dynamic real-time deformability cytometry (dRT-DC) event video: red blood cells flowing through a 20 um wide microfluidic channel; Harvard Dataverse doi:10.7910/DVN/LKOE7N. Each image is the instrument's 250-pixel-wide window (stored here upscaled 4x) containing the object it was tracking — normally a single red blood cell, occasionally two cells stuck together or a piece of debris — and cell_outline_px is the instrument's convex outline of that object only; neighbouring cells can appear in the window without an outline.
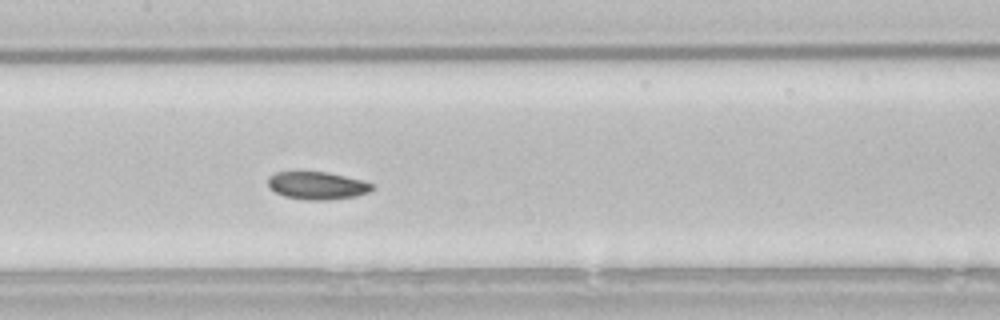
{"species": "common noctule bat (a hibernating species)", "species_latin": "Nyctalus noctula", "temperature_condition": "room temperature", "stored_images_in_passage": 30, "camera_frame_rate_fps": 3000, "um_per_image_px": 0.085, "animal": {"sex": "male", "body_mass_g": 21.5, "forearm_length_mm": 52.0}, "frame": {"image": 1, "passage_image": 13, "time_ms": 4.0, "image_size_px": [1000, 320], "cell_outline_px": [[376, 188], [368, 192], [356, 196], [328, 200], [308, 200], [284, 196], [268, 188], [268, 176], [276, 172], [328, 172], [360, 180], [372, 184]], "centroid_in_image_um": [26.94, 15.78], "position_along_channel_um": 180.5, "area_um2": 16.76}, "authors_computed_cell_mechanics": {"area_um2": 16.9932, "velocity_mm_per_s": 3.7911, "shape_relaxation_time_tau1_ms": 5.9827, "shape_relaxation_time_tau2_ms": 5.0178, "deformation_change_tau1": 0.1181, "deformation_change_tau2": 0.0796}}